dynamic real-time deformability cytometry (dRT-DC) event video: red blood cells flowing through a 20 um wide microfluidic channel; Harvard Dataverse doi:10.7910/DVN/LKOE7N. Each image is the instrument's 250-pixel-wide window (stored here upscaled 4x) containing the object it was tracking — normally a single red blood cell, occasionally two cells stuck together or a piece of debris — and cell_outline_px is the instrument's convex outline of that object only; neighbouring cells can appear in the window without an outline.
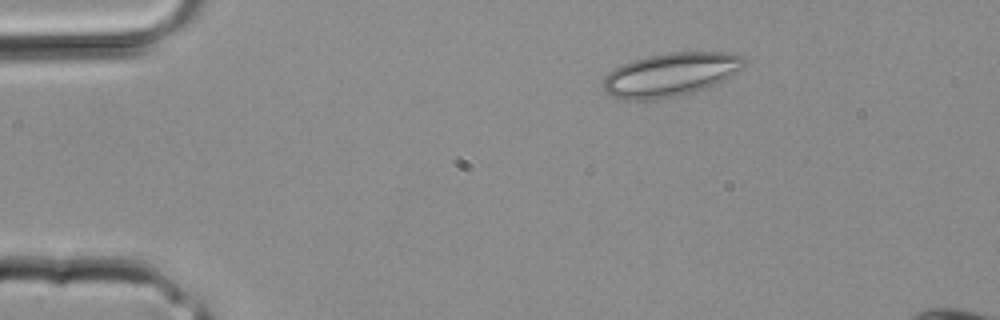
{"species": "common noctule bat (a hibernating species)", "species_latin": "Nyctalus noctula", "temperature_condition": "room temperature", "stored_images_in_passage": 3, "camera_frame_rate_fps": 3000, "um_per_image_px": 0.085, "animal": {"sex": "male", "body_mass_g": 20.4}, "frame": {"image": 1, "passage_image": 1, "time_ms": 0.0, "image_size_px": [1000, 320], "cell_outline_px": [[748, 60], [736, 72], [724, 80], [704, 88], [692, 92], [672, 96], [648, 100], [624, 100], [612, 96], [604, 92], [604, 76], [608, 72], [620, 64], [632, 60], [648, 56], [668, 52], [724, 52], [744, 56]], "centroid_in_image_um": [56.96, 6.32], "position_along_channel_um": 28.0, "area_um2": 35.66}}